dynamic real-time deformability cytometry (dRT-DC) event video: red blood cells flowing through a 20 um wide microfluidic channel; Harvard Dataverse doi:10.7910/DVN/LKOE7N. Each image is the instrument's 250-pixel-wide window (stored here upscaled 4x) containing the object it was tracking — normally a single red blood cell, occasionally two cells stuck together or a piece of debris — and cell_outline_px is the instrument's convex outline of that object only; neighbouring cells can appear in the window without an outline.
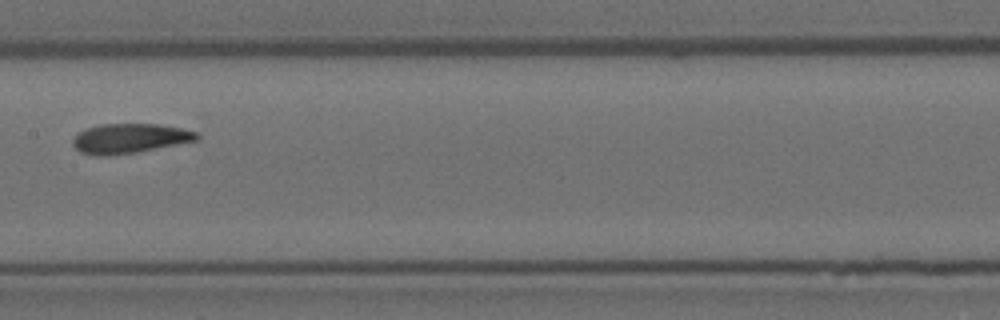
{"species": "Egyptian fruit bat (a non-hibernating species)", "species_latin": "Rousettus aegyptiacus", "temperature_condition": "room temperature", "stored_images_in_passage": 15, "camera_frame_rate_fps": 3000, "um_per_image_px": 0.085, "animal": {"sex": "female"}, "frame": {"image": 1, "passage_image": 7, "time_ms": 2.0, "image_size_px": [1000, 320], "cell_outline_px": [[200, 140], [136, 152], [108, 156], [96, 156], [80, 152], [72, 144], [72, 140], [84, 128], [100, 124], [160, 124], [180, 128], [196, 132], [200, 136]], "centroid_in_image_um": [11.02, 11.77], "position_along_channel_um": 196.4, "area_um2": 21.5}}
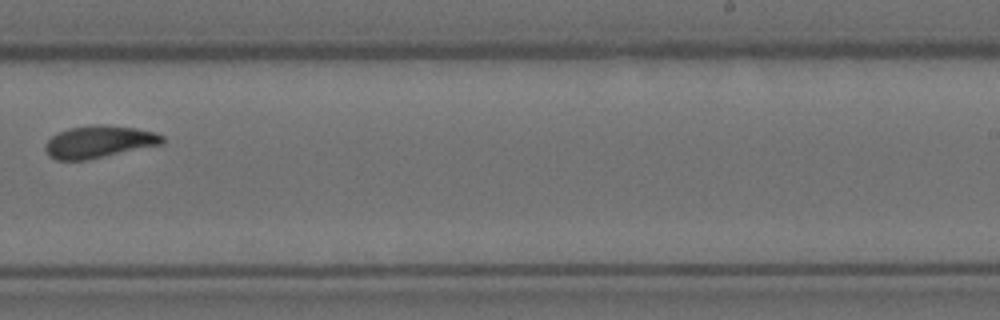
{"frame": {"image": 2, "passage_image": 9, "time_ms": 2.667, "image_size_px": [1000, 320], "cell_outline_px": [[164, 144], [88, 160], [56, 160], [48, 156], [44, 148], [44, 144], [52, 136], [68, 128], [92, 124], [100, 124], [136, 128], [156, 132], [164, 136]], "centroid_in_image_um": [8.42, 12.05], "position_along_channel_um": 280.6, "area_um2": 22.31}}
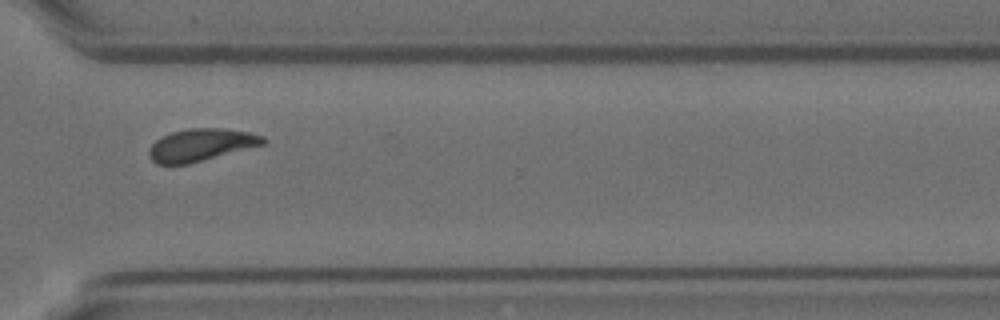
{"frame": {"image": 3, "passage_image": 11, "time_ms": 3.333, "image_size_px": [1000, 320], "cell_outline_px": [[268, 140], [264, 144], [188, 164], [156, 164], [148, 156], [148, 148], [156, 140], [172, 132], [188, 128], [224, 128], [248, 132], [264, 136]], "centroid_in_image_um": [17.07, 12.31], "position_along_channel_um": 353.5, "area_um2": 21.44}}